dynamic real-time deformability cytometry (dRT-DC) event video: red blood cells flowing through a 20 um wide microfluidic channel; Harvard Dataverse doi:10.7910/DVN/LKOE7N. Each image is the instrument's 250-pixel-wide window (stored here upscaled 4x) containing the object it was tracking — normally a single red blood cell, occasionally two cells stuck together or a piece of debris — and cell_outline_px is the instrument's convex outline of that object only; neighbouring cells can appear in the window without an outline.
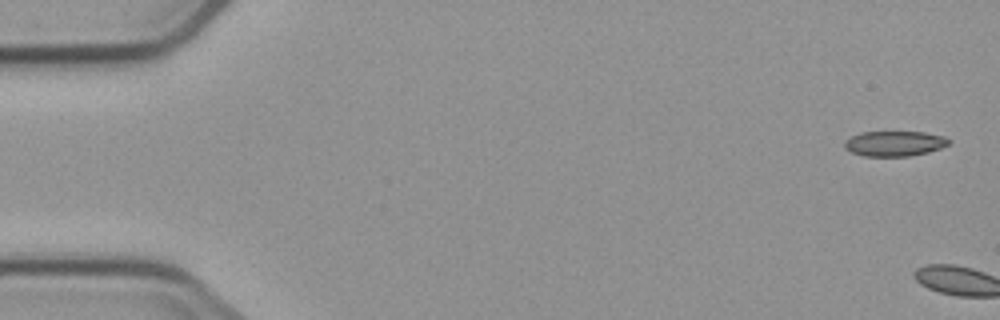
{"species": "common noctule bat (a hibernating species)", "species_latin": "Nyctalus noctula", "temperature_condition": "cold", "stored_images_in_passage": 6, "camera_frame_rate_fps": 3000, "um_per_image_px": 0.085, "animal": {"sex": "male", "body_mass_g": 23.1, "forearm_length_mm": 52.7}, "frame": {"image": 1, "passage_image": 1, "time_ms": 0.0, "image_size_px": [1000, 320], "cell_outline_px": [[952, 140], [948, 144], [940, 148], [928, 152], [908, 156], [864, 156], [852, 152], [844, 148], [844, 140], [860, 132], [924, 132], [944, 136]], "centroid_in_image_um": [76.02, 12.19], "position_along_channel_um": 9.0, "area_um2": 15.32}}